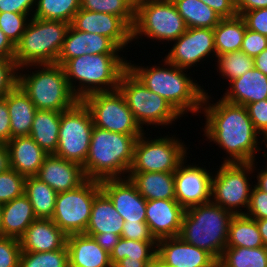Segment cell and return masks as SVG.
Masks as SVG:
<instances>
[{
	"instance_id": "e575fe53",
	"label": "cell",
	"mask_w": 267,
	"mask_h": 267,
	"mask_svg": "<svg viewBox=\"0 0 267 267\" xmlns=\"http://www.w3.org/2000/svg\"><path fill=\"white\" fill-rule=\"evenodd\" d=\"M263 244L255 219L244 214L234 215L229 224L226 247L258 248Z\"/></svg>"
},
{
	"instance_id": "7bdbcfd3",
	"label": "cell",
	"mask_w": 267,
	"mask_h": 267,
	"mask_svg": "<svg viewBox=\"0 0 267 267\" xmlns=\"http://www.w3.org/2000/svg\"><path fill=\"white\" fill-rule=\"evenodd\" d=\"M27 14L0 12V29L16 45L31 18Z\"/></svg>"
},
{
	"instance_id": "c3c4849f",
	"label": "cell",
	"mask_w": 267,
	"mask_h": 267,
	"mask_svg": "<svg viewBox=\"0 0 267 267\" xmlns=\"http://www.w3.org/2000/svg\"><path fill=\"white\" fill-rule=\"evenodd\" d=\"M266 48L267 37L246 28L240 50L246 53L249 57L255 58Z\"/></svg>"
},
{
	"instance_id": "91938a15",
	"label": "cell",
	"mask_w": 267,
	"mask_h": 267,
	"mask_svg": "<svg viewBox=\"0 0 267 267\" xmlns=\"http://www.w3.org/2000/svg\"><path fill=\"white\" fill-rule=\"evenodd\" d=\"M9 151L4 144H0V173L10 169Z\"/></svg>"
},
{
	"instance_id": "be15d7a7",
	"label": "cell",
	"mask_w": 267,
	"mask_h": 267,
	"mask_svg": "<svg viewBox=\"0 0 267 267\" xmlns=\"http://www.w3.org/2000/svg\"><path fill=\"white\" fill-rule=\"evenodd\" d=\"M261 238L265 247H267V218L256 220Z\"/></svg>"
},
{
	"instance_id": "8992f818",
	"label": "cell",
	"mask_w": 267,
	"mask_h": 267,
	"mask_svg": "<svg viewBox=\"0 0 267 267\" xmlns=\"http://www.w3.org/2000/svg\"><path fill=\"white\" fill-rule=\"evenodd\" d=\"M30 67L38 70L23 74L24 69ZM19 71L18 85L29 96L37 110L62 112L78 101L68 85L62 65L57 63L27 65L19 68Z\"/></svg>"
},
{
	"instance_id": "5bb4252c",
	"label": "cell",
	"mask_w": 267,
	"mask_h": 267,
	"mask_svg": "<svg viewBox=\"0 0 267 267\" xmlns=\"http://www.w3.org/2000/svg\"><path fill=\"white\" fill-rule=\"evenodd\" d=\"M82 101L90 110L95 127L128 135L145 133L119 89L93 93Z\"/></svg>"
},
{
	"instance_id": "f907efd6",
	"label": "cell",
	"mask_w": 267,
	"mask_h": 267,
	"mask_svg": "<svg viewBox=\"0 0 267 267\" xmlns=\"http://www.w3.org/2000/svg\"><path fill=\"white\" fill-rule=\"evenodd\" d=\"M240 16L244 19L247 29L267 37V7L243 12Z\"/></svg>"
},
{
	"instance_id": "52a82bcc",
	"label": "cell",
	"mask_w": 267,
	"mask_h": 267,
	"mask_svg": "<svg viewBox=\"0 0 267 267\" xmlns=\"http://www.w3.org/2000/svg\"><path fill=\"white\" fill-rule=\"evenodd\" d=\"M70 25L31 17L20 41L15 45L14 61L18 68L57 63Z\"/></svg>"
},
{
	"instance_id": "836d02e7",
	"label": "cell",
	"mask_w": 267,
	"mask_h": 267,
	"mask_svg": "<svg viewBox=\"0 0 267 267\" xmlns=\"http://www.w3.org/2000/svg\"><path fill=\"white\" fill-rule=\"evenodd\" d=\"M187 28L214 29L222 19L200 0H172Z\"/></svg>"
},
{
	"instance_id": "6125c7cd",
	"label": "cell",
	"mask_w": 267,
	"mask_h": 267,
	"mask_svg": "<svg viewBox=\"0 0 267 267\" xmlns=\"http://www.w3.org/2000/svg\"><path fill=\"white\" fill-rule=\"evenodd\" d=\"M256 178L257 183L254 185H256L259 189L267 193V170L262 169L260 172H258Z\"/></svg>"
},
{
	"instance_id": "7a4b0ae2",
	"label": "cell",
	"mask_w": 267,
	"mask_h": 267,
	"mask_svg": "<svg viewBox=\"0 0 267 267\" xmlns=\"http://www.w3.org/2000/svg\"><path fill=\"white\" fill-rule=\"evenodd\" d=\"M162 62L161 66L144 67L134 65L130 60L127 69L150 91L164 98L182 117L189 111L201 113L207 91L185 73L187 69L179 68L165 58Z\"/></svg>"
},
{
	"instance_id": "2e32d148",
	"label": "cell",
	"mask_w": 267,
	"mask_h": 267,
	"mask_svg": "<svg viewBox=\"0 0 267 267\" xmlns=\"http://www.w3.org/2000/svg\"><path fill=\"white\" fill-rule=\"evenodd\" d=\"M186 160L174 172L175 199L184 209L210 202L213 176L205 166L185 164Z\"/></svg>"
},
{
	"instance_id": "816d5d0a",
	"label": "cell",
	"mask_w": 267,
	"mask_h": 267,
	"mask_svg": "<svg viewBox=\"0 0 267 267\" xmlns=\"http://www.w3.org/2000/svg\"><path fill=\"white\" fill-rule=\"evenodd\" d=\"M35 6L36 0H0V12L27 14L30 18Z\"/></svg>"
},
{
	"instance_id": "cb8c5ba5",
	"label": "cell",
	"mask_w": 267,
	"mask_h": 267,
	"mask_svg": "<svg viewBox=\"0 0 267 267\" xmlns=\"http://www.w3.org/2000/svg\"><path fill=\"white\" fill-rule=\"evenodd\" d=\"M6 147L11 169L25 177L36 176L48 156L30 135L11 138Z\"/></svg>"
},
{
	"instance_id": "f35d334b",
	"label": "cell",
	"mask_w": 267,
	"mask_h": 267,
	"mask_svg": "<svg viewBox=\"0 0 267 267\" xmlns=\"http://www.w3.org/2000/svg\"><path fill=\"white\" fill-rule=\"evenodd\" d=\"M217 72L221 73L229 83L244 75L254 67V58L249 57L243 51L228 52L221 55H216Z\"/></svg>"
},
{
	"instance_id": "60d3db41",
	"label": "cell",
	"mask_w": 267,
	"mask_h": 267,
	"mask_svg": "<svg viewBox=\"0 0 267 267\" xmlns=\"http://www.w3.org/2000/svg\"><path fill=\"white\" fill-rule=\"evenodd\" d=\"M20 267H69L67 246L49 252L22 251Z\"/></svg>"
},
{
	"instance_id": "7c38bea8",
	"label": "cell",
	"mask_w": 267,
	"mask_h": 267,
	"mask_svg": "<svg viewBox=\"0 0 267 267\" xmlns=\"http://www.w3.org/2000/svg\"><path fill=\"white\" fill-rule=\"evenodd\" d=\"M101 191L100 181L86 179L77 188L58 193L51 219L67 236L84 234L93 201Z\"/></svg>"
},
{
	"instance_id": "30bf717a",
	"label": "cell",
	"mask_w": 267,
	"mask_h": 267,
	"mask_svg": "<svg viewBox=\"0 0 267 267\" xmlns=\"http://www.w3.org/2000/svg\"><path fill=\"white\" fill-rule=\"evenodd\" d=\"M255 168V161L223 162L212 176L210 201L234 215L246 213L252 190L248 175L252 174ZM242 207L245 211L239 209Z\"/></svg>"
},
{
	"instance_id": "f1b7e54d",
	"label": "cell",
	"mask_w": 267,
	"mask_h": 267,
	"mask_svg": "<svg viewBox=\"0 0 267 267\" xmlns=\"http://www.w3.org/2000/svg\"><path fill=\"white\" fill-rule=\"evenodd\" d=\"M124 220L109 197L101 191L94 199L85 233L117 234L121 237Z\"/></svg>"
},
{
	"instance_id": "83f0119b",
	"label": "cell",
	"mask_w": 267,
	"mask_h": 267,
	"mask_svg": "<svg viewBox=\"0 0 267 267\" xmlns=\"http://www.w3.org/2000/svg\"><path fill=\"white\" fill-rule=\"evenodd\" d=\"M127 177L146 200L175 199L174 172H129Z\"/></svg>"
},
{
	"instance_id": "ffe728a7",
	"label": "cell",
	"mask_w": 267,
	"mask_h": 267,
	"mask_svg": "<svg viewBox=\"0 0 267 267\" xmlns=\"http://www.w3.org/2000/svg\"><path fill=\"white\" fill-rule=\"evenodd\" d=\"M185 209L176 199L147 200L146 219L156 241L179 236Z\"/></svg>"
},
{
	"instance_id": "f5cc1de1",
	"label": "cell",
	"mask_w": 267,
	"mask_h": 267,
	"mask_svg": "<svg viewBox=\"0 0 267 267\" xmlns=\"http://www.w3.org/2000/svg\"><path fill=\"white\" fill-rule=\"evenodd\" d=\"M211 7L222 19L237 16L236 0H200Z\"/></svg>"
},
{
	"instance_id": "277c9868",
	"label": "cell",
	"mask_w": 267,
	"mask_h": 267,
	"mask_svg": "<svg viewBox=\"0 0 267 267\" xmlns=\"http://www.w3.org/2000/svg\"><path fill=\"white\" fill-rule=\"evenodd\" d=\"M123 57L119 54H84L69 59L63 68L75 97L83 100L93 93L118 89L121 75L127 69Z\"/></svg>"
},
{
	"instance_id": "603a6c76",
	"label": "cell",
	"mask_w": 267,
	"mask_h": 267,
	"mask_svg": "<svg viewBox=\"0 0 267 267\" xmlns=\"http://www.w3.org/2000/svg\"><path fill=\"white\" fill-rule=\"evenodd\" d=\"M67 235L52 219H35L19 238L22 251L49 252L62 249Z\"/></svg>"
},
{
	"instance_id": "44dd1931",
	"label": "cell",
	"mask_w": 267,
	"mask_h": 267,
	"mask_svg": "<svg viewBox=\"0 0 267 267\" xmlns=\"http://www.w3.org/2000/svg\"><path fill=\"white\" fill-rule=\"evenodd\" d=\"M120 49L110 38L76 30L72 25L67 32L57 64L64 65L69 59L84 54H118Z\"/></svg>"
},
{
	"instance_id": "d6a6232c",
	"label": "cell",
	"mask_w": 267,
	"mask_h": 267,
	"mask_svg": "<svg viewBox=\"0 0 267 267\" xmlns=\"http://www.w3.org/2000/svg\"><path fill=\"white\" fill-rule=\"evenodd\" d=\"M24 194L28 197L36 218L51 219L58 193L36 176L26 177Z\"/></svg>"
},
{
	"instance_id": "a7ac6f4b",
	"label": "cell",
	"mask_w": 267,
	"mask_h": 267,
	"mask_svg": "<svg viewBox=\"0 0 267 267\" xmlns=\"http://www.w3.org/2000/svg\"><path fill=\"white\" fill-rule=\"evenodd\" d=\"M214 267H222V266L217 263Z\"/></svg>"
},
{
	"instance_id": "94428289",
	"label": "cell",
	"mask_w": 267,
	"mask_h": 267,
	"mask_svg": "<svg viewBox=\"0 0 267 267\" xmlns=\"http://www.w3.org/2000/svg\"><path fill=\"white\" fill-rule=\"evenodd\" d=\"M254 67L267 76V48L254 58Z\"/></svg>"
},
{
	"instance_id": "f6af8a7d",
	"label": "cell",
	"mask_w": 267,
	"mask_h": 267,
	"mask_svg": "<svg viewBox=\"0 0 267 267\" xmlns=\"http://www.w3.org/2000/svg\"><path fill=\"white\" fill-rule=\"evenodd\" d=\"M19 68L14 59H0V97L18 85Z\"/></svg>"
},
{
	"instance_id": "03108f58",
	"label": "cell",
	"mask_w": 267,
	"mask_h": 267,
	"mask_svg": "<svg viewBox=\"0 0 267 267\" xmlns=\"http://www.w3.org/2000/svg\"><path fill=\"white\" fill-rule=\"evenodd\" d=\"M135 6L141 2H144L146 0H130Z\"/></svg>"
},
{
	"instance_id": "4fadbf2b",
	"label": "cell",
	"mask_w": 267,
	"mask_h": 267,
	"mask_svg": "<svg viewBox=\"0 0 267 267\" xmlns=\"http://www.w3.org/2000/svg\"><path fill=\"white\" fill-rule=\"evenodd\" d=\"M143 133L134 145L133 162L129 172H175L187 157V148L176 137L147 138ZM151 139V140H150Z\"/></svg>"
},
{
	"instance_id": "5b68a950",
	"label": "cell",
	"mask_w": 267,
	"mask_h": 267,
	"mask_svg": "<svg viewBox=\"0 0 267 267\" xmlns=\"http://www.w3.org/2000/svg\"><path fill=\"white\" fill-rule=\"evenodd\" d=\"M234 214L208 202L185 209L179 237L206 250L217 261L227 244L229 224Z\"/></svg>"
},
{
	"instance_id": "6f0895ef",
	"label": "cell",
	"mask_w": 267,
	"mask_h": 267,
	"mask_svg": "<svg viewBox=\"0 0 267 267\" xmlns=\"http://www.w3.org/2000/svg\"><path fill=\"white\" fill-rule=\"evenodd\" d=\"M15 45L0 29V59H14Z\"/></svg>"
},
{
	"instance_id": "484cf974",
	"label": "cell",
	"mask_w": 267,
	"mask_h": 267,
	"mask_svg": "<svg viewBox=\"0 0 267 267\" xmlns=\"http://www.w3.org/2000/svg\"><path fill=\"white\" fill-rule=\"evenodd\" d=\"M228 85L222 98L229 103L246 106L267 99V76L255 67Z\"/></svg>"
},
{
	"instance_id": "ab89813d",
	"label": "cell",
	"mask_w": 267,
	"mask_h": 267,
	"mask_svg": "<svg viewBox=\"0 0 267 267\" xmlns=\"http://www.w3.org/2000/svg\"><path fill=\"white\" fill-rule=\"evenodd\" d=\"M80 9L119 16L131 28L135 22V5L130 0H80Z\"/></svg>"
},
{
	"instance_id": "7402d4cb",
	"label": "cell",
	"mask_w": 267,
	"mask_h": 267,
	"mask_svg": "<svg viewBox=\"0 0 267 267\" xmlns=\"http://www.w3.org/2000/svg\"><path fill=\"white\" fill-rule=\"evenodd\" d=\"M36 177L57 193L77 188L87 179L81 165L54 154L45 158Z\"/></svg>"
},
{
	"instance_id": "d4e9b609",
	"label": "cell",
	"mask_w": 267,
	"mask_h": 267,
	"mask_svg": "<svg viewBox=\"0 0 267 267\" xmlns=\"http://www.w3.org/2000/svg\"><path fill=\"white\" fill-rule=\"evenodd\" d=\"M69 267H113L110 254L86 234L67 236Z\"/></svg>"
},
{
	"instance_id": "680465c9",
	"label": "cell",
	"mask_w": 267,
	"mask_h": 267,
	"mask_svg": "<svg viewBox=\"0 0 267 267\" xmlns=\"http://www.w3.org/2000/svg\"><path fill=\"white\" fill-rule=\"evenodd\" d=\"M156 264V259H130L125 257L114 267H151Z\"/></svg>"
},
{
	"instance_id": "d590c367",
	"label": "cell",
	"mask_w": 267,
	"mask_h": 267,
	"mask_svg": "<svg viewBox=\"0 0 267 267\" xmlns=\"http://www.w3.org/2000/svg\"><path fill=\"white\" fill-rule=\"evenodd\" d=\"M217 263L222 267H267V247H225Z\"/></svg>"
},
{
	"instance_id": "b9f144b4",
	"label": "cell",
	"mask_w": 267,
	"mask_h": 267,
	"mask_svg": "<svg viewBox=\"0 0 267 267\" xmlns=\"http://www.w3.org/2000/svg\"><path fill=\"white\" fill-rule=\"evenodd\" d=\"M26 177L16 170L0 173V204L10 202L24 194Z\"/></svg>"
},
{
	"instance_id": "681fc988",
	"label": "cell",
	"mask_w": 267,
	"mask_h": 267,
	"mask_svg": "<svg viewBox=\"0 0 267 267\" xmlns=\"http://www.w3.org/2000/svg\"><path fill=\"white\" fill-rule=\"evenodd\" d=\"M121 238L138 241H156L145 221L124 222Z\"/></svg>"
},
{
	"instance_id": "ba28073f",
	"label": "cell",
	"mask_w": 267,
	"mask_h": 267,
	"mask_svg": "<svg viewBox=\"0 0 267 267\" xmlns=\"http://www.w3.org/2000/svg\"><path fill=\"white\" fill-rule=\"evenodd\" d=\"M187 27L172 0H146L135 6L132 41L141 38L156 41L177 40ZM140 36V37H139Z\"/></svg>"
},
{
	"instance_id": "74e56055",
	"label": "cell",
	"mask_w": 267,
	"mask_h": 267,
	"mask_svg": "<svg viewBox=\"0 0 267 267\" xmlns=\"http://www.w3.org/2000/svg\"><path fill=\"white\" fill-rule=\"evenodd\" d=\"M157 241H138L120 238L110 253L111 264L114 267L125 257L130 259H156Z\"/></svg>"
},
{
	"instance_id": "3957f363",
	"label": "cell",
	"mask_w": 267,
	"mask_h": 267,
	"mask_svg": "<svg viewBox=\"0 0 267 267\" xmlns=\"http://www.w3.org/2000/svg\"><path fill=\"white\" fill-rule=\"evenodd\" d=\"M140 136L94 126L87 159L82 166L86 178L97 181L126 178L133 162L134 145Z\"/></svg>"
},
{
	"instance_id": "4dcf8cb0",
	"label": "cell",
	"mask_w": 267,
	"mask_h": 267,
	"mask_svg": "<svg viewBox=\"0 0 267 267\" xmlns=\"http://www.w3.org/2000/svg\"><path fill=\"white\" fill-rule=\"evenodd\" d=\"M61 112L37 110L29 135L48 154L58 146Z\"/></svg>"
},
{
	"instance_id": "8fae6325",
	"label": "cell",
	"mask_w": 267,
	"mask_h": 267,
	"mask_svg": "<svg viewBox=\"0 0 267 267\" xmlns=\"http://www.w3.org/2000/svg\"><path fill=\"white\" fill-rule=\"evenodd\" d=\"M90 110L82 100L61 112L57 150L54 155L84 165L93 132Z\"/></svg>"
},
{
	"instance_id": "003e7915",
	"label": "cell",
	"mask_w": 267,
	"mask_h": 267,
	"mask_svg": "<svg viewBox=\"0 0 267 267\" xmlns=\"http://www.w3.org/2000/svg\"><path fill=\"white\" fill-rule=\"evenodd\" d=\"M151 267H160V266L156 263L155 265H153Z\"/></svg>"
},
{
	"instance_id": "9c48e42d",
	"label": "cell",
	"mask_w": 267,
	"mask_h": 267,
	"mask_svg": "<svg viewBox=\"0 0 267 267\" xmlns=\"http://www.w3.org/2000/svg\"><path fill=\"white\" fill-rule=\"evenodd\" d=\"M118 89L142 129L143 125L169 126L182 117L164 98L150 91L128 69L121 75Z\"/></svg>"
},
{
	"instance_id": "db71d44e",
	"label": "cell",
	"mask_w": 267,
	"mask_h": 267,
	"mask_svg": "<svg viewBox=\"0 0 267 267\" xmlns=\"http://www.w3.org/2000/svg\"><path fill=\"white\" fill-rule=\"evenodd\" d=\"M10 123L5 95L4 97H0V144L6 145L11 139Z\"/></svg>"
},
{
	"instance_id": "7dc6e473",
	"label": "cell",
	"mask_w": 267,
	"mask_h": 267,
	"mask_svg": "<svg viewBox=\"0 0 267 267\" xmlns=\"http://www.w3.org/2000/svg\"><path fill=\"white\" fill-rule=\"evenodd\" d=\"M246 109L255 129L267 138V99L250 103Z\"/></svg>"
},
{
	"instance_id": "ee69618b",
	"label": "cell",
	"mask_w": 267,
	"mask_h": 267,
	"mask_svg": "<svg viewBox=\"0 0 267 267\" xmlns=\"http://www.w3.org/2000/svg\"><path fill=\"white\" fill-rule=\"evenodd\" d=\"M21 252L19 239L0 237V267H20Z\"/></svg>"
},
{
	"instance_id": "e0dca14e",
	"label": "cell",
	"mask_w": 267,
	"mask_h": 267,
	"mask_svg": "<svg viewBox=\"0 0 267 267\" xmlns=\"http://www.w3.org/2000/svg\"><path fill=\"white\" fill-rule=\"evenodd\" d=\"M156 263L160 267H214L217 260L177 236L157 241Z\"/></svg>"
},
{
	"instance_id": "1f68e13d",
	"label": "cell",
	"mask_w": 267,
	"mask_h": 267,
	"mask_svg": "<svg viewBox=\"0 0 267 267\" xmlns=\"http://www.w3.org/2000/svg\"><path fill=\"white\" fill-rule=\"evenodd\" d=\"M246 28L245 21L240 15L221 19L213 29L216 55L239 51Z\"/></svg>"
},
{
	"instance_id": "ac0fdd59",
	"label": "cell",
	"mask_w": 267,
	"mask_h": 267,
	"mask_svg": "<svg viewBox=\"0 0 267 267\" xmlns=\"http://www.w3.org/2000/svg\"><path fill=\"white\" fill-rule=\"evenodd\" d=\"M71 25L79 31L110 38L120 49L132 42V28L119 16L80 9Z\"/></svg>"
},
{
	"instance_id": "bcb514c9",
	"label": "cell",
	"mask_w": 267,
	"mask_h": 267,
	"mask_svg": "<svg viewBox=\"0 0 267 267\" xmlns=\"http://www.w3.org/2000/svg\"><path fill=\"white\" fill-rule=\"evenodd\" d=\"M248 208L244 215L249 218L260 220L267 218V193L252 185Z\"/></svg>"
},
{
	"instance_id": "6da1fadb",
	"label": "cell",
	"mask_w": 267,
	"mask_h": 267,
	"mask_svg": "<svg viewBox=\"0 0 267 267\" xmlns=\"http://www.w3.org/2000/svg\"><path fill=\"white\" fill-rule=\"evenodd\" d=\"M210 99V95L205 93L201 107L206 117L205 127L202 128L206 139L216 143L229 155L223 158V162L255 161V154L261 150L259 143L264 142L267 148V138L259 136L261 134L249 118L246 106L229 103L221 97V100L211 104Z\"/></svg>"
},
{
	"instance_id": "8d00e7d4",
	"label": "cell",
	"mask_w": 267,
	"mask_h": 267,
	"mask_svg": "<svg viewBox=\"0 0 267 267\" xmlns=\"http://www.w3.org/2000/svg\"><path fill=\"white\" fill-rule=\"evenodd\" d=\"M80 10V0H36L32 17L72 23Z\"/></svg>"
},
{
	"instance_id": "e7e4bbea",
	"label": "cell",
	"mask_w": 267,
	"mask_h": 267,
	"mask_svg": "<svg viewBox=\"0 0 267 267\" xmlns=\"http://www.w3.org/2000/svg\"><path fill=\"white\" fill-rule=\"evenodd\" d=\"M0 237H3V228H2V204H0Z\"/></svg>"
},
{
	"instance_id": "d6986e66",
	"label": "cell",
	"mask_w": 267,
	"mask_h": 267,
	"mask_svg": "<svg viewBox=\"0 0 267 267\" xmlns=\"http://www.w3.org/2000/svg\"><path fill=\"white\" fill-rule=\"evenodd\" d=\"M100 186L124 222L145 221L147 200L128 177L104 179Z\"/></svg>"
},
{
	"instance_id": "9a60e30c",
	"label": "cell",
	"mask_w": 267,
	"mask_h": 267,
	"mask_svg": "<svg viewBox=\"0 0 267 267\" xmlns=\"http://www.w3.org/2000/svg\"><path fill=\"white\" fill-rule=\"evenodd\" d=\"M172 42L174 44L164 58L179 68L190 69L197 66L200 61L201 63L206 61L211 55L213 58L216 57L213 29L187 28L177 40Z\"/></svg>"
},
{
	"instance_id": "f546056e",
	"label": "cell",
	"mask_w": 267,
	"mask_h": 267,
	"mask_svg": "<svg viewBox=\"0 0 267 267\" xmlns=\"http://www.w3.org/2000/svg\"><path fill=\"white\" fill-rule=\"evenodd\" d=\"M35 219L33 207L25 194L2 204L3 236L19 239Z\"/></svg>"
},
{
	"instance_id": "9f6ffc18",
	"label": "cell",
	"mask_w": 267,
	"mask_h": 267,
	"mask_svg": "<svg viewBox=\"0 0 267 267\" xmlns=\"http://www.w3.org/2000/svg\"><path fill=\"white\" fill-rule=\"evenodd\" d=\"M267 7V0H236V11L238 15L251 10Z\"/></svg>"
},
{
	"instance_id": "4316f807",
	"label": "cell",
	"mask_w": 267,
	"mask_h": 267,
	"mask_svg": "<svg viewBox=\"0 0 267 267\" xmlns=\"http://www.w3.org/2000/svg\"><path fill=\"white\" fill-rule=\"evenodd\" d=\"M6 103L10 115L11 138L28 136L37 111L35 105L19 85L6 95Z\"/></svg>"
},
{
	"instance_id": "11a10c76",
	"label": "cell",
	"mask_w": 267,
	"mask_h": 267,
	"mask_svg": "<svg viewBox=\"0 0 267 267\" xmlns=\"http://www.w3.org/2000/svg\"><path fill=\"white\" fill-rule=\"evenodd\" d=\"M94 238V240L109 254L121 238L119 235L112 233V235L104 233H84Z\"/></svg>"
}]
</instances>
